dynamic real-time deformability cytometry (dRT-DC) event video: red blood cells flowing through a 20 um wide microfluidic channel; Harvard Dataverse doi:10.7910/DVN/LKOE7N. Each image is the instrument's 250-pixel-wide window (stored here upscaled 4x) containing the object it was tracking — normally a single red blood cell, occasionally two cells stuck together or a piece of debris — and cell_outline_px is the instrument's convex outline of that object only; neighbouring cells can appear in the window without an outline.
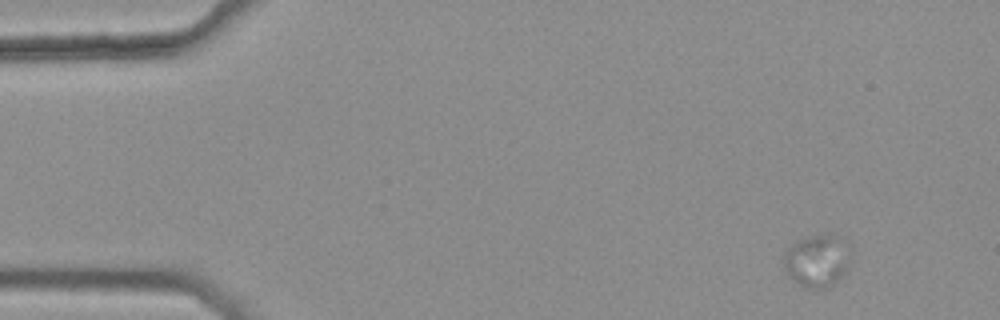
{"species": "common noctule bat (a hibernating species)", "species_latin": "Nyctalus noctula", "temperature_condition": "warm", "stored_images_in_passage": 3, "camera_frame_rate_fps": 3000, "um_per_image_px": 0.085, "animal": {"sex": "female", "body_mass_g": 25.1}, "frame": {"image": 1, "passage_image": 1, "time_ms": 0.0, "image_size_px": [1000, 320], "cell_outline_px": [[852, 260], [844, 272], [828, 288], [804, 288], [792, 280], [788, 276], [784, 268], [784, 252], [792, 244], [800, 240], [812, 236], [832, 236]], "centroid_in_image_um": [69.34, 22.26], "position_along_channel_um": 15.7, "area_um2": 19.31}}